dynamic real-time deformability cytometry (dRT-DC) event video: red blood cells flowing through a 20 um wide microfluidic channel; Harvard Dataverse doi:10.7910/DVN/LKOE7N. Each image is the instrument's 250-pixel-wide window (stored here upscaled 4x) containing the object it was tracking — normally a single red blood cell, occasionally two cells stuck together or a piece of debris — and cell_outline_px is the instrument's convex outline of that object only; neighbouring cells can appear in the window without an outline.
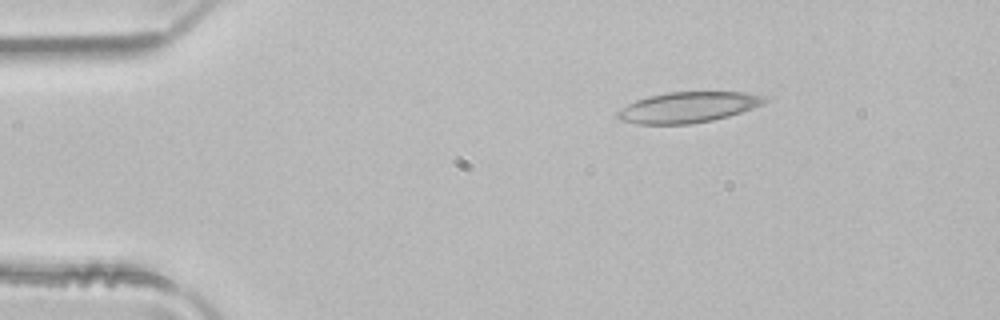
{"species": "common noctule bat (a hibernating species)", "species_latin": "Nyctalus noctula", "temperature_condition": "room temperature", "stored_images_in_passage": 3, "camera_frame_rate_fps": 3000, "um_per_image_px": 0.085, "animal": {"sex": "male", "body_mass_g": 21.5, "forearm_length_mm": 52.0}, "frame": {"image": 1, "passage_image": 3, "time_ms": 0.667, "image_size_px": [1000, 320], "cell_outline_px": [[768, 100], [764, 104], [728, 116], [712, 120], [692, 124], [636, 124], [620, 120], [616, 116], [616, 112], [628, 104], [636, 100], [648, 96], [668, 92], [748, 92], [768, 96]], "centroid_in_image_um": [58.5, 9.11], "position_along_channel_um": 26.5, "area_um2": 26.41}}